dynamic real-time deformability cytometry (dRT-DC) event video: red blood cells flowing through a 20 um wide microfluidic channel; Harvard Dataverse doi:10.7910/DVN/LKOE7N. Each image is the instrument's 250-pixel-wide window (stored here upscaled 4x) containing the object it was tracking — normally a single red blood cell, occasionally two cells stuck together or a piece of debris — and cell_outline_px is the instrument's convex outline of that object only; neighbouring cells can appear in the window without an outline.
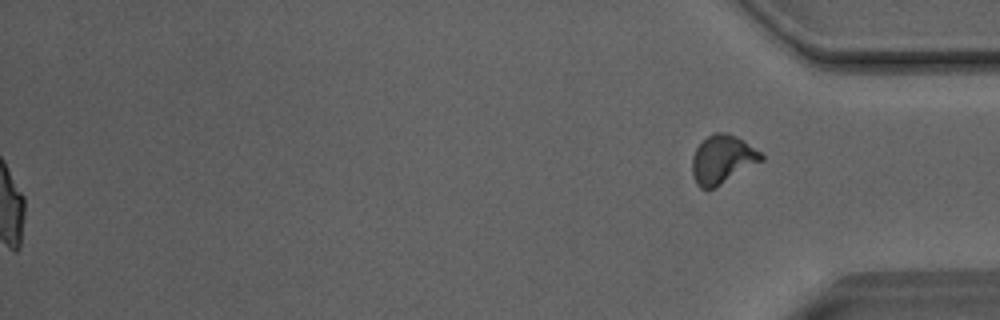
{"species": "Egyptian fruit bat (a non-hibernating species)", "species_latin": "Rousettus aegyptiacus", "temperature_condition": "room temperature", "stored_images_in_passage": 52, "segment_of_instrument_passage": [2, 2], "camera_frame_rate_fps": 3000, "um_per_image_px": 0.085, "animal": {"sex": "male"}, "frame": {"image": 1, "passage_image": 52, "time_ms": 17.0, "image_size_px": [1000, 320], "cell_outline_px": [[764, 160], [716, 188], [700, 188], [696, 184], [692, 176], [692, 156], [696, 148], [712, 132], [728, 132], [744, 140], [760, 152], [764, 156]], "centroid_in_image_um": [61.41, 13.55], "position_along_channel_um": 373.8, "area_um2": 19.77}}